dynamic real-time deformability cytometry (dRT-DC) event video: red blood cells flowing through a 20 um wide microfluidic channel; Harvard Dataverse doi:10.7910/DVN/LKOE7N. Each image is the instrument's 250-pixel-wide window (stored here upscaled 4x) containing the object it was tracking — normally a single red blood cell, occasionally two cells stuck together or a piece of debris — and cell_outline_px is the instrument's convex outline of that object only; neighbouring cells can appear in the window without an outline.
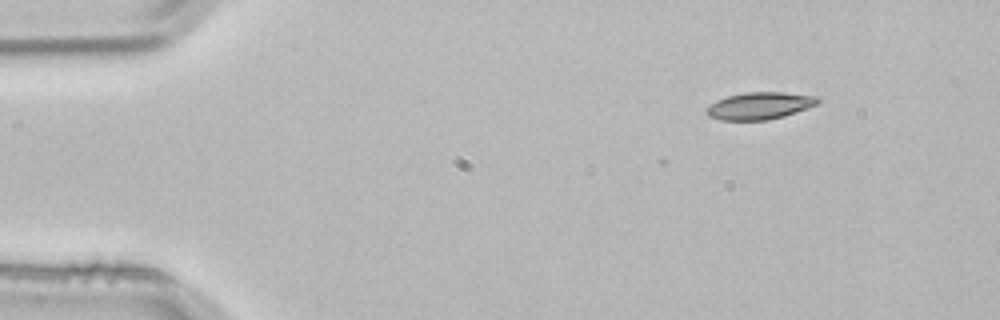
{"species": "common noctule bat (a hibernating species)", "species_latin": "Nyctalus noctula", "temperature_condition": "room temperature", "stored_images_in_passage": 3, "camera_frame_rate_fps": 3000, "um_per_image_px": 0.085, "animal": {"sex": "male", "body_mass_g": 21.5, "forearm_length_mm": 52.0}, "frame": {"image": 1, "passage_image": 1, "time_ms": 0.0, "image_size_px": [1000, 320], "cell_outline_px": [[824, 100], [820, 104], [784, 116], [768, 120], [720, 120], [708, 116], [704, 112], [712, 104], [728, 96], [744, 92], [780, 92], [820, 96]], "centroid_in_image_um": [64.67, 8.99], "position_along_channel_um": 20.3, "area_um2": 17.74}}
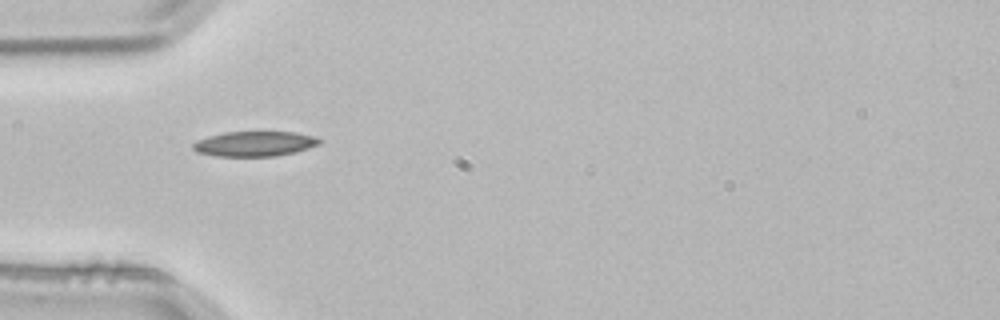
{"frame": {"image": 2, "passage_image": 3, "time_ms": 0.667, "image_size_px": [1000, 320], "cell_outline_px": [[324, 140], [320, 144], [296, 152], [276, 156], [216, 156], [196, 152], [192, 148], [192, 144], [196, 140], [208, 136], [224, 132], [296, 132], [316, 136]], "centroid_in_image_um": [21.67, 12.22], "position_along_channel_um": 63.3, "area_um2": 18.67}}